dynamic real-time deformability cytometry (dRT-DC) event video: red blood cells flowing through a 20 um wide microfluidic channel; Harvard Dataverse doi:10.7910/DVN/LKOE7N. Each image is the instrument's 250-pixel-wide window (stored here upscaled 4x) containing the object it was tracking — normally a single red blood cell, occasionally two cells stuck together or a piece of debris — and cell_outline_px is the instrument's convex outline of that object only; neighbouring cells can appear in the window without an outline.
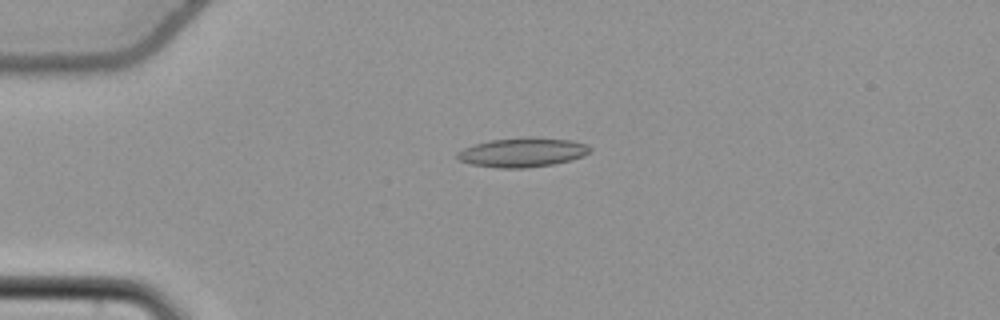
{"species": "common noctule bat (a hibernating species)", "species_latin": "Nyctalus noctula", "temperature_condition": "cold", "stored_images_in_passage": 55, "camera_frame_rate_fps": 3000, "um_per_image_px": 0.085, "animal": {"sex": "female", "body_mass_g": 22.7, "forearm_length_mm": 54.2}, "frame": {"image": 1, "passage_image": 14, "time_ms": 4.333, "image_size_px": [1000, 320], "cell_outline_px": [[592, 152], [584, 156], [552, 164], [528, 168], [496, 168], [472, 164], [460, 160], [456, 156], [456, 152], [464, 148], [476, 144], [492, 140], [528, 136], [532, 136], [572, 140], [588, 144], [592, 148]], "centroid_in_image_um": [44.46, 12.94], "position_along_channel_um": 40.5, "area_um2": 22.83}}
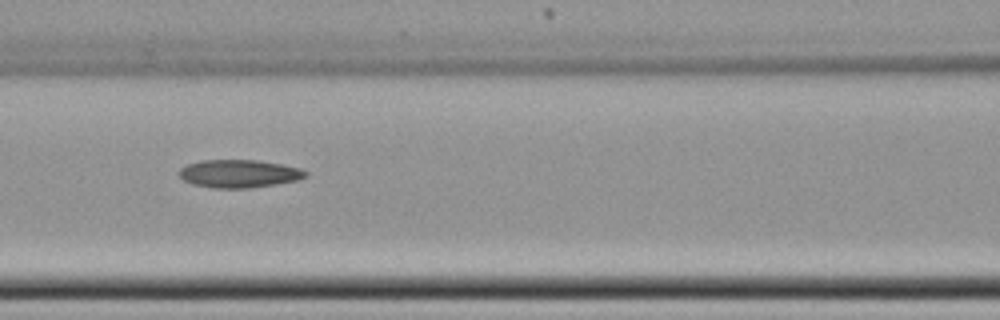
{"frame": {"image": 2, "passage_image": 25, "time_ms": 8.0, "image_size_px": [1000, 320], "cell_outline_px": [[308, 176], [296, 180], [276, 184], [248, 188], [212, 188], [192, 184], [184, 180], [180, 176], [180, 168], [188, 164], [200, 160], [256, 160], [280, 164], [300, 168], [308, 172]], "centroid_in_image_um": [20.32, 14.76], "position_along_channel_um": 146.3, "area_um2": 20.52}}
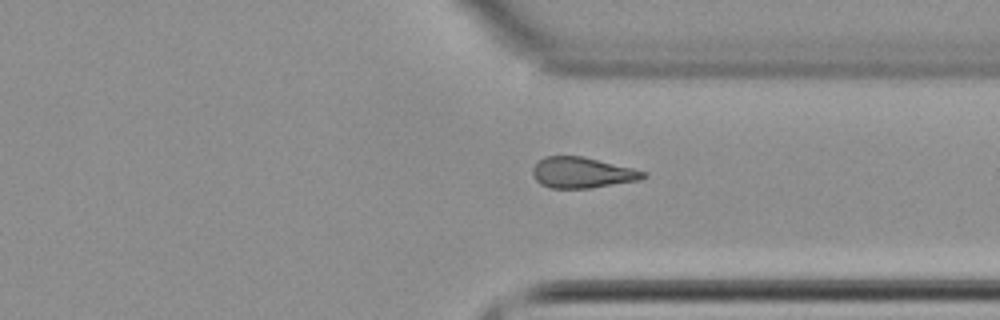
{"frame": {"image": 3, "passage_image": 42, "time_ms": 13.667, "image_size_px": [1000, 320], "cell_outline_px": [[648, 176], [640, 180], [588, 188], [548, 188], [540, 184], [532, 176], [532, 168], [544, 156], [584, 156], [648, 172]], "centroid_in_image_um": [49.48, 14.67], "position_along_channel_um": 361.9, "area_um2": 19.94}}